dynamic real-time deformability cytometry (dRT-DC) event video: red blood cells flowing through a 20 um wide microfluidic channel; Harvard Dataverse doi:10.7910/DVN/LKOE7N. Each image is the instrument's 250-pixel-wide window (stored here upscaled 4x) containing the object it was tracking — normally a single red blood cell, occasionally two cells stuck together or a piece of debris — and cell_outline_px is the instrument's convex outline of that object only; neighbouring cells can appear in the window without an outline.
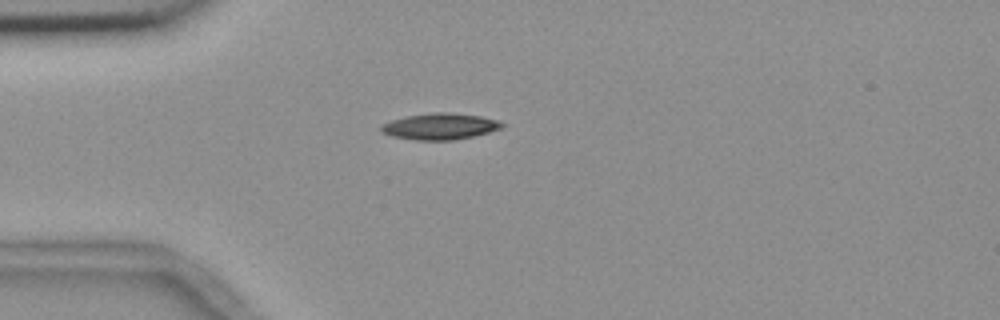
{"species": "common noctule bat (a hibernating species)", "species_latin": "Nyctalus noctula", "temperature_condition": "room temperature", "stored_images_in_passage": 41, "camera_frame_rate_fps": 3000, "um_per_image_px": 0.085, "animal": {"sex": "female", "body_mass_g": 18.4}, "frame": {"image": 1, "passage_image": 1, "time_ms": 0.0, "image_size_px": [1000, 320], "cell_outline_px": [[504, 124], [500, 128], [488, 132], [472, 136], [452, 140], [416, 140], [392, 136], [380, 132], [380, 124], [404, 116], [436, 112], [444, 112], [480, 116], [500, 120]], "centroid_in_image_um": [37.35, 10.74], "position_along_channel_um": 47.7, "area_um2": 18.44}}
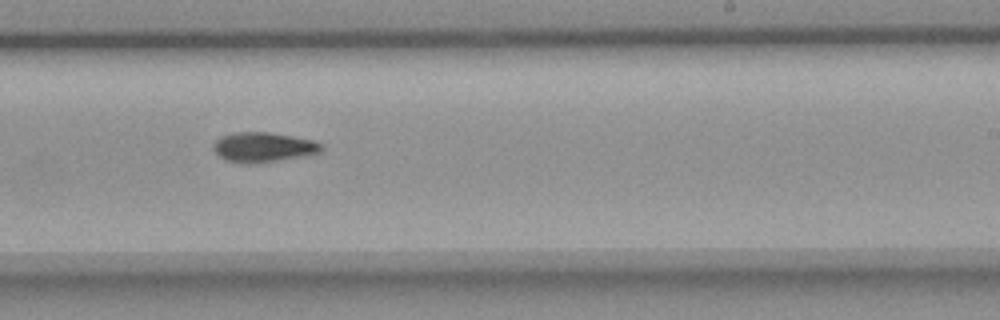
{"frame": {"image": 2, "passage_image": 20, "time_ms": 6.333, "image_size_px": [1000, 320], "cell_outline_px": [[324, 148], [320, 152], [300, 156], [276, 160], [248, 164], [240, 164], [224, 160], [216, 156], [212, 148], [212, 144], [220, 136], [232, 132], [268, 132], [292, 136], [312, 140], [324, 144]], "centroid_in_image_um": [22.29, 12.51], "position_along_channel_um": 266.7, "area_um2": 18.96}}
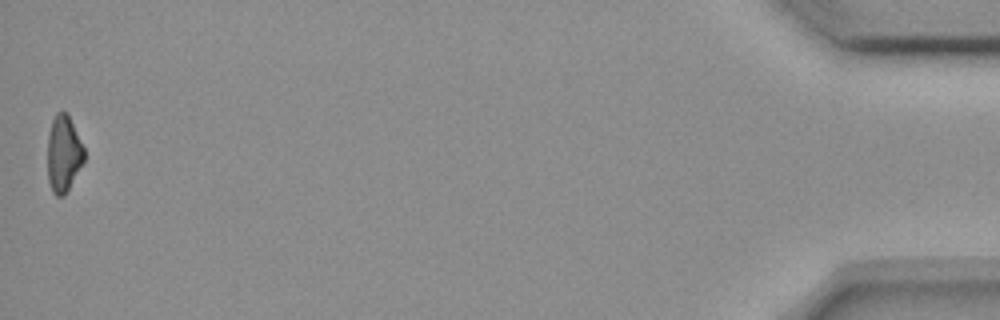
{"frame": {"image": 3, "passage_image": 41, "time_ms": 13.333, "image_size_px": [1000, 320], "cell_outline_px": [[84, 160], [64, 196], [56, 196], [52, 192], [48, 180], [48, 136], [52, 120], [56, 112], [68, 112], [84, 148]], "centroid_in_image_um": [5.39, 13.05], "position_along_channel_um": 429.8, "area_um2": 16.24}, "authors_computed_cell_mechanics": {"area_um2": 18.3226, "velocity_mm_per_s": 3.6966, "shape_relaxation_time_tau1_ms": 8.4995, "shape_relaxation_time_tau2_ms": null, "deformation_change_tau1": 0.1774, "deformation_change_tau2": null}}